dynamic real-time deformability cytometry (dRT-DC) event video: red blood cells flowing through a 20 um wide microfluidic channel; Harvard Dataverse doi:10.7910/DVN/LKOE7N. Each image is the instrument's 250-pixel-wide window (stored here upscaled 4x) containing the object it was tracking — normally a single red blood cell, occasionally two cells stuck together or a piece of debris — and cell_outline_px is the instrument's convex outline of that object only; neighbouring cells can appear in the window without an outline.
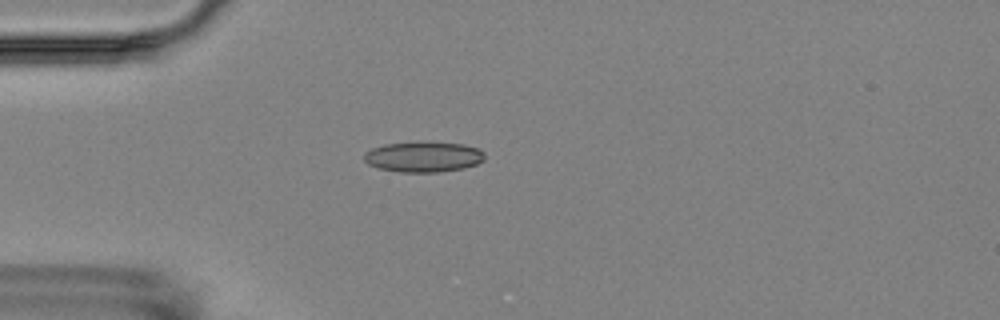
{"species": "Egyptian fruit bat (a non-hibernating species)", "species_latin": "Rousettus aegyptiacus", "temperature_condition": "room temperature", "stored_images_in_passage": 10, "camera_frame_rate_fps": 3000, "um_per_image_px": 0.085, "animal": {"sex": "female"}, "frame": {"image": 1, "passage_image": 4, "time_ms": 4.667, "image_size_px": [1000, 320], "cell_outline_px": [[484, 160], [476, 164], [464, 168], [436, 172], [400, 172], [380, 168], [368, 164], [364, 160], [364, 152], [372, 148], [384, 144], [464, 144], [480, 148], [484, 152]], "centroid_in_image_um": [36.0, 13.36], "position_along_channel_um": 49.0, "area_um2": 20.75}}
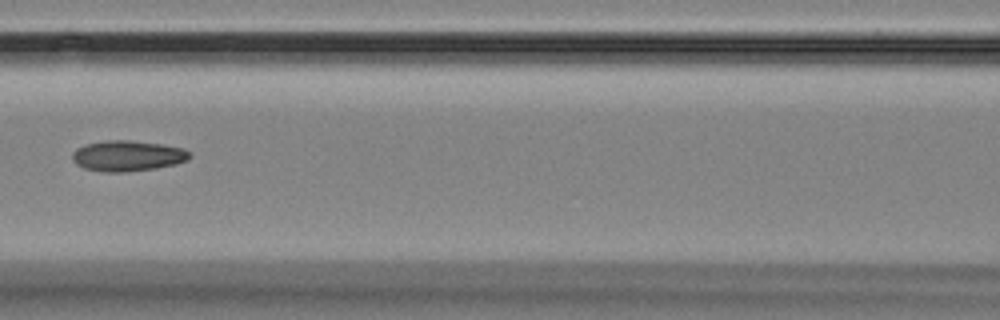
{"frame": {"image": 2, "passage_image": 7, "time_ms": 8.0, "image_size_px": [1000, 320], "cell_outline_px": [[192, 156], [188, 160], [176, 164], [156, 168], [124, 172], [104, 172], [84, 168], [76, 164], [72, 160], [72, 152], [76, 148], [84, 144], [104, 140], [128, 140], [164, 144], [184, 148]], "centroid_in_image_um": [10.83, 13.24], "position_along_channel_um": 155.8, "area_um2": 21.21}}
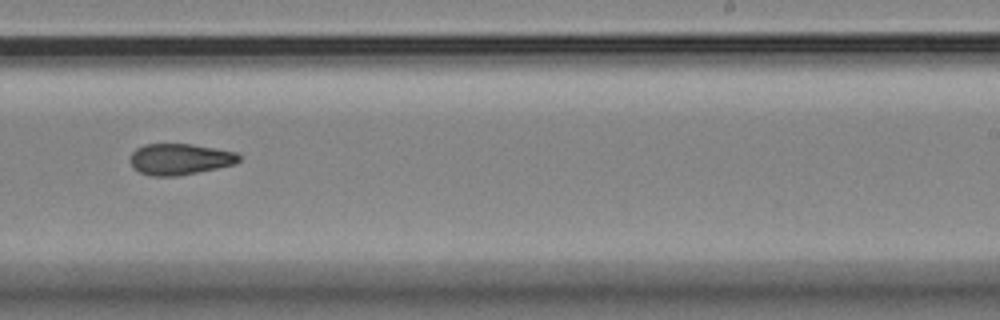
{"frame": {"image": 3, "passage_image": 10, "time_ms": 11.333, "image_size_px": [1000, 320], "cell_outline_px": [[240, 160], [236, 164], [176, 176], [152, 176], [140, 172], [132, 168], [128, 160], [132, 152], [136, 148], [144, 144], [192, 144], [236, 152], [240, 156]], "centroid_in_image_um": [15.24, 13.52], "position_along_channel_um": 273.8, "area_um2": 19.83}}